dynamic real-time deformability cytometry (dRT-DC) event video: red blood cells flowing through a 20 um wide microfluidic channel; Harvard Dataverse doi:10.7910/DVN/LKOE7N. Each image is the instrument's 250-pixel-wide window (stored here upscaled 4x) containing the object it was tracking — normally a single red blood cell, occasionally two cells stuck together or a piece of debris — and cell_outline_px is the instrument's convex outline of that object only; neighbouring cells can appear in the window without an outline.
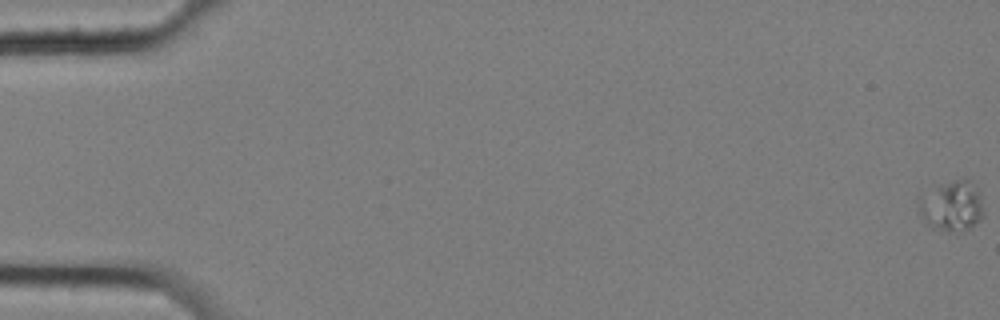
{"species": "common noctule bat (a hibernating species)", "species_latin": "Nyctalus noctula", "temperature_condition": "cold", "stored_images_in_passage": 61, "camera_frame_rate_fps": 3000, "um_per_image_px": 0.085, "animal": {"sex": "female", "body_mass_g": 25.1}, "frame": {"image": 1, "passage_image": 1, "time_ms": 0.0, "image_size_px": [1000, 320], "cell_outline_px": [[984, 216], [980, 220], [968, 228], [960, 232], [944, 228], [924, 220], [920, 212], [916, 200], [916, 196], [956, 180], [972, 180], [980, 200], [984, 212]], "centroid_in_image_um": [80.91, 17.48], "position_along_channel_um": 4.1, "area_um2": 18.09}}
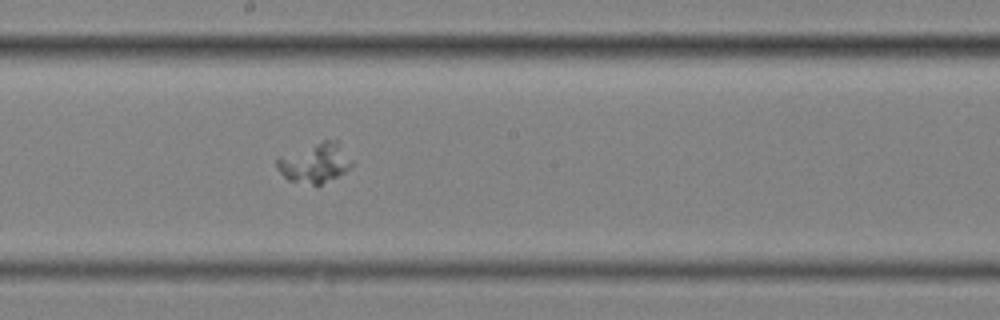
{"frame": {"image": 2, "passage_image": 35, "time_ms": 11.333, "image_size_px": [1000, 320], "cell_outline_px": [[352, 164], [344, 172], [320, 184], [312, 184], [288, 180], [276, 168], [276, 156], [324, 140], [336, 140]], "centroid_in_image_um": [26.67, 13.83], "position_along_channel_um": 221.5, "area_um2": 16.82}}
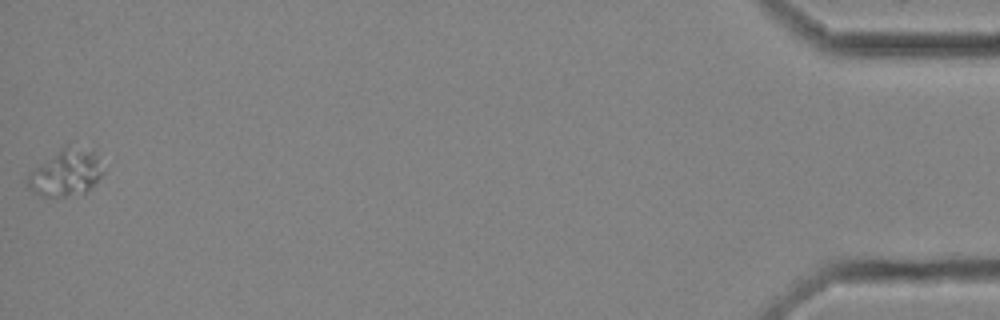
{"frame": {"image": 3, "passage_image": 61, "time_ms": 20.0, "image_size_px": [1000, 320], "cell_outline_px": [[104, 172], [84, 192], [64, 196], [40, 196], [28, 188], [28, 172], [60, 148], [64, 148], [92, 152]], "centroid_in_image_um": [5.5, 14.74], "position_along_channel_um": 429.7, "area_um2": 19.31}}